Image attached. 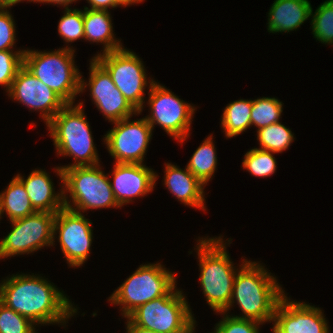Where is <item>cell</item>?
<instances>
[{"mask_svg":"<svg viewBox=\"0 0 333 333\" xmlns=\"http://www.w3.org/2000/svg\"><path fill=\"white\" fill-rule=\"evenodd\" d=\"M0 283V301L35 325H66L77 307L54 284L40 275L16 274ZM67 321V322H66Z\"/></svg>","mask_w":333,"mask_h":333,"instance_id":"obj_1","label":"cell"},{"mask_svg":"<svg viewBox=\"0 0 333 333\" xmlns=\"http://www.w3.org/2000/svg\"><path fill=\"white\" fill-rule=\"evenodd\" d=\"M234 282L227 313L237 303L243 314L233 315L239 319H250L261 324L272 322L279 300L285 295L276 277L261 263L243 259Z\"/></svg>","mask_w":333,"mask_h":333,"instance_id":"obj_2","label":"cell"},{"mask_svg":"<svg viewBox=\"0 0 333 333\" xmlns=\"http://www.w3.org/2000/svg\"><path fill=\"white\" fill-rule=\"evenodd\" d=\"M83 109V102H79L77 105L66 104L46 125L57 155L69 156L74 160L71 165L54 167L62 184L64 169L93 166L100 163L91 128Z\"/></svg>","mask_w":333,"mask_h":333,"instance_id":"obj_3","label":"cell"},{"mask_svg":"<svg viewBox=\"0 0 333 333\" xmlns=\"http://www.w3.org/2000/svg\"><path fill=\"white\" fill-rule=\"evenodd\" d=\"M200 285L208 305L216 313L224 312L231 301L233 282L239 268L233 264L220 235L199 238L196 244Z\"/></svg>","mask_w":333,"mask_h":333,"instance_id":"obj_4","label":"cell"},{"mask_svg":"<svg viewBox=\"0 0 333 333\" xmlns=\"http://www.w3.org/2000/svg\"><path fill=\"white\" fill-rule=\"evenodd\" d=\"M75 49L66 45L55 51L26 49L23 65L67 104L81 92V73L74 61Z\"/></svg>","mask_w":333,"mask_h":333,"instance_id":"obj_5","label":"cell"},{"mask_svg":"<svg viewBox=\"0 0 333 333\" xmlns=\"http://www.w3.org/2000/svg\"><path fill=\"white\" fill-rule=\"evenodd\" d=\"M101 169L100 164H97L63 170L65 208L78 213L93 209L120 208L113 195L109 174ZM66 192L70 194V201Z\"/></svg>","mask_w":333,"mask_h":333,"instance_id":"obj_6","label":"cell"},{"mask_svg":"<svg viewBox=\"0 0 333 333\" xmlns=\"http://www.w3.org/2000/svg\"><path fill=\"white\" fill-rule=\"evenodd\" d=\"M176 285V274L164 265L142 264L117 287L108 301L121 306V314L126 318L140 305L167 295Z\"/></svg>","mask_w":333,"mask_h":333,"instance_id":"obj_7","label":"cell"},{"mask_svg":"<svg viewBox=\"0 0 333 333\" xmlns=\"http://www.w3.org/2000/svg\"><path fill=\"white\" fill-rule=\"evenodd\" d=\"M184 295L175 286L167 295L140 305L128 318L160 333H194L196 320Z\"/></svg>","mask_w":333,"mask_h":333,"instance_id":"obj_8","label":"cell"},{"mask_svg":"<svg viewBox=\"0 0 333 333\" xmlns=\"http://www.w3.org/2000/svg\"><path fill=\"white\" fill-rule=\"evenodd\" d=\"M92 58L107 70L118 90L139 113H142L145 105V87L150 88L155 81H147L143 61L138 55L123 47L107 53L100 52Z\"/></svg>","mask_w":333,"mask_h":333,"instance_id":"obj_9","label":"cell"},{"mask_svg":"<svg viewBox=\"0 0 333 333\" xmlns=\"http://www.w3.org/2000/svg\"><path fill=\"white\" fill-rule=\"evenodd\" d=\"M149 91L150 114L145 119L152 129L158 124L169 136L183 143L190 135V127L195 113V106L181 100L170 89L157 83Z\"/></svg>","mask_w":333,"mask_h":333,"instance_id":"obj_10","label":"cell"},{"mask_svg":"<svg viewBox=\"0 0 333 333\" xmlns=\"http://www.w3.org/2000/svg\"><path fill=\"white\" fill-rule=\"evenodd\" d=\"M56 213L35 212L11 221L12 230L0 241V259L31 254L44 246H54Z\"/></svg>","mask_w":333,"mask_h":333,"instance_id":"obj_11","label":"cell"},{"mask_svg":"<svg viewBox=\"0 0 333 333\" xmlns=\"http://www.w3.org/2000/svg\"><path fill=\"white\" fill-rule=\"evenodd\" d=\"M112 124L103 140L115 163L143 164L153 131L147 120L128 117Z\"/></svg>","mask_w":333,"mask_h":333,"instance_id":"obj_12","label":"cell"},{"mask_svg":"<svg viewBox=\"0 0 333 333\" xmlns=\"http://www.w3.org/2000/svg\"><path fill=\"white\" fill-rule=\"evenodd\" d=\"M92 222L83 213L63 208L56 213L54 239L57 233L60 249L69 267H80L89 259L93 239Z\"/></svg>","mask_w":333,"mask_h":333,"instance_id":"obj_13","label":"cell"},{"mask_svg":"<svg viewBox=\"0 0 333 333\" xmlns=\"http://www.w3.org/2000/svg\"><path fill=\"white\" fill-rule=\"evenodd\" d=\"M90 60L89 81L87 84L81 75L80 93L89 87L92 101L109 122L139 115L118 90L107 70L95 58Z\"/></svg>","mask_w":333,"mask_h":333,"instance_id":"obj_14","label":"cell"},{"mask_svg":"<svg viewBox=\"0 0 333 333\" xmlns=\"http://www.w3.org/2000/svg\"><path fill=\"white\" fill-rule=\"evenodd\" d=\"M7 95L28 107L30 111H39L45 125L67 104L24 65L18 70Z\"/></svg>","mask_w":333,"mask_h":333,"instance_id":"obj_15","label":"cell"},{"mask_svg":"<svg viewBox=\"0 0 333 333\" xmlns=\"http://www.w3.org/2000/svg\"><path fill=\"white\" fill-rule=\"evenodd\" d=\"M273 328L278 333H329L328 322L319 307L292 301L285 294L277 304Z\"/></svg>","mask_w":333,"mask_h":333,"instance_id":"obj_16","label":"cell"},{"mask_svg":"<svg viewBox=\"0 0 333 333\" xmlns=\"http://www.w3.org/2000/svg\"><path fill=\"white\" fill-rule=\"evenodd\" d=\"M110 176L111 188L120 207L132 202L135 197H144L153 191L158 174L145 166L135 163H115ZM133 198V200H132Z\"/></svg>","mask_w":333,"mask_h":333,"instance_id":"obj_17","label":"cell"},{"mask_svg":"<svg viewBox=\"0 0 333 333\" xmlns=\"http://www.w3.org/2000/svg\"><path fill=\"white\" fill-rule=\"evenodd\" d=\"M15 177L23 184L37 212L57 213L65 207L63 186L61 185L60 193H56L54 183L46 171L35 169L26 179L20 174H16Z\"/></svg>","mask_w":333,"mask_h":333,"instance_id":"obj_18","label":"cell"},{"mask_svg":"<svg viewBox=\"0 0 333 333\" xmlns=\"http://www.w3.org/2000/svg\"><path fill=\"white\" fill-rule=\"evenodd\" d=\"M164 185L184 205L206 210L205 194L202 184L187 168L165 163Z\"/></svg>","mask_w":333,"mask_h":333,"instance_id":"obj_19","label":"cell"},{"mask_svg":"<svg viewBox=\"0 0 333 333\" xmlns=\"http://www.w3.org/2000/svg\"><path fill=\"white\" fill-rule=\"evenodd\" d=\"M308 0H275L269 9L267 31L279 33L298 29L311 15Z\"/></svg>","mask_w":333,"mask_h":333,"instance_id":"obj_20","label":"cell"},{"mask_svg":"<svg viewBox=\"0 0 333 333\" xmlns=\"http://www.w3.org/2000/svg\"><path fill=\"white\" fill-rule=\"evenodd\" d=\"M110 12L84 8V40L103 44L102 53L122 49L124 46L113 33Z\"/></svg>","mask_w":333,"mask_h":333,"instance_id":"obj_21","label":"cell"},{"mask_svg":"<svg viewBox=\"0 0 333 333\" xmlns=\"http://www.w3.org/2000/svg\"><path fill=\"white\" fill-rule=\"evenodd\" d=\"M37 212L23 184L14 176L5 191L0 193V216L5 213L10 222Z\"/></svg>","mask_w":333,"mask_h":333,"instance_id":"obj_22","label":"cell"},{"mask_svg":"<svg viewBox=\"0 0 333 333\" xmlns=\"http://www.w3.org/2000/svg\"><path fill=\"white\" fill-rule=\"evenodd\" d=\"M252 103V99H240L227 104L221 116L225 137H236L250 128Z\"/></svg>","mask_w":333,"mask_h":333,"instance_id":"obj_23","label":"cell"},{"mask_svg":"<svg viewBox=\"0 0 333 333\" xmlns=\"http://www.w3.org/2000/svg\"><path fill=\"white\" fill-rule=\"evenodd\" d=\"M211 134L195 150L189 162L188 170L205 186L213 179L217 167V153Z\"/></svg>","mask_w":333,"mask_h":333,"instance_id":"obj_24","label":"cell"},{"mask_svg":"<svg viewBox=\"0 0 333 333\" xmlns=\"http://www.w3.org/2000/svg\"><path fill=\"white\" fill-rule=\"evenodd\" d=\"M294 134L291 129L280 122L257 130V140L262 150L274 153H282L294 141Z\"/></svg>","mask_w":333,"mask_h":333,"instance_id":"obj_25","label":"cell"},{"mask_svg":"<svg viewBox=\"0 0 333 333\" xmlns=\"http://www.w3.org/2000/svg\"><path fill=\"white\" fill-rule=\"evenodd\" d=\"M283 103L275 97H260L253 100L251 109V127L257 130L278 123L283 112Z\"/></svg>","mask_w":333,"mask_h":333,"instance_id":"obj_26","label":"cell"},{"mask_svg":"<svg viewBox=\"0 0 333 333\" xmlns=\"http://www.w3.org/2000/svg\"><path fill=\"white\" fill-rule=\"evenodd\" d=\"M313 37L321 43L333 45V0H326L315 10L311 8Z\"/></svg>","mask_w":333,"mask_h":333,"instance_id":"obj_27","label":"cell"},{"mask_svg":"<svg viewBox=\"0 0 333 333\" xmlns=\"http://www.w3.org/2000/svg\"><path fill=\"white\" fill-rule=\"evenodd\" d=\"M274 152L253 148L247 151L242 161V168L251 175L257 177H268L274 174L277 162Z\"/></svg>","mask_w":333,"mask_h":333,"instance_id":"obj_28","label":"cell"},{"mask_svg":"<svg viewBox=\"0 0 333 333\" xmlns=\"http://www.w3.org/2000/svg\"><path fill=\"white\" fill-rule=\"evenodd\" d=\"M64 15L58 24V34L65 43H72L84 39L83 10L65 8Z\"/></svg>","mask_w":333,"mask_h":333,"instance_id":"obj_29","label":"cell"},{"mask_svg":"<svg viewBox=\"0 0 333 333\" xmlns=\"http://www.w3.org/2000/svg\"><path fill=\"white\" fill-rule=\"evenodd\" d=\"M36 325L0 301V333H38Z\"/></svg>","mask_w":333,"mask_h":333,"instance_id":"obj_30","label":"cell"},{"mask_svg":"<svg viewBox=\"0 0 333 333\" xmlns=\"http://www.w3.org/2000/svg\"><path fill=\"white\" fill-rule=\"evenodd\" d=\"M23 50H0V85L5 88L6 93L11 88L12 82L20 67L23 65Z\"/></svg>","mask_w":333,"mask_h":333,"instance_id":"obj_31","label":"cell"},{"mask_svg":"<svg viewBox=\"0 0 333 333\" xmlns=\"http://www.w3.org/2000/svg\"><path fill=\"white\" fill-rule=\"evenodd\" d=\"M223 317L211 333H259L260 322L250 319H239L225 312H219Z\"/></svg>","mask_w":333,"mask_h":333,"instance_id":"obj_32","label":"cell"},{"mask_svg":"<svg viewBox=\"0 0 333 333\" xmlns=\"http://www.w3.org/2000/svg\"><path fill=\"white\" fill-rule=\"evenodd\" d=\"M9 7L3 5L0 8V50H13V47L16 44V24L10 14Z\"/></svg>","mask_w":333,"mask_h":333,"instance_id":"obj_33","label":"cell"},{"mask_svg":"<svg viewBox=\"0 0 333 333\" xmlns=\"http://www.w3.org/2000/svg\"><path fill=\"white\" fill-rule=\"evenodd\" d=\"M89 5L90 8L88 7H84L87 9H91V10H101V11H108V8H116L118 6H120L117 3V0H86Z\"/></svg>","mask_w":333,"mask_h":333,"instance_id":"obj_34","label":"cell"},{"mask_svg":"<svg viewBox=\"0 0 333 333\" xmlns=\"http://www.w3.org/2000/svg\"><path fill=\"white\" fill-rule=\"evenodd\" d=\"M126 333H160L154 330H149L144 327H139L135 325L128 317H126Z\"/></svg>","mask_w":333,"mask_h":333,"instance_id":"obj_35","label":"cell"},{"mask_svg":"<svg viewBox=\"0 0 333 333\" xmlns=\"http://www.w3.org/2000/svg\"><path fill=\"white\" fill-rule=\"evenodd\" d=\"M78 0H42V3H50V4H57L60 6H63L64 8H69V4H72L73 2H77Z\"/></svg>","mask_w":333,"mask_h":333,"instance_id":"obj_36","label":"cell"},{"mask_svg":"<svg viewBox=\"0 0 333 333\" xmlns=\"http://www.w3.org/2000/svg\"><path fill=\"white\" fill-rule=\"evenodd\" d=\"M25 0H3L4 5L8 6L9 8H11V6H14L15 4L22 2ZM28 2H37V3H42V0H26Z\"/></svg>","mask_w":333,"mask_h":333,"instance_id":"obj_37","label":"cell"},{"mask_svg":"<svg viewBox=\"0 0 333 333\" xmlns=\"http://www.w3.org/2000/svg\"><path fill=\"white\" fill-rule=\"evenodd\" d=\"M144 0H117V3L120 5V7H126V6H130V5H134L137 3H141Z\"/></svg>","mask_w":333,"mask_h":333,"instance_id":"obj_38","label":"cell"},{"mask_svg":"<svg viewBox=\"0 0 333 333\" xmlns=\"http://www.w3.org/2000/svg\"><path fill=\"white\" fill-rule=\"evenodd\" d=\"M4 5L3 0H0V8Z\"/></svg>","mask_w":333,"mask_h":333,"instance_id":"obj_39","label":"cell"},{"mask_svg":"<svg viewBox=\"0 0 333 333\" xmlns=\"http://www.w3.org/2000/svg\"><path fill=\"white\" fill-rule=\"evenodd\" d=\"M273 333H278L274 328H272Z\"/></svg>","mask_w":333,"mask_h":333,"instance_id":"obj_40","label":"cell"}]
</instances>
